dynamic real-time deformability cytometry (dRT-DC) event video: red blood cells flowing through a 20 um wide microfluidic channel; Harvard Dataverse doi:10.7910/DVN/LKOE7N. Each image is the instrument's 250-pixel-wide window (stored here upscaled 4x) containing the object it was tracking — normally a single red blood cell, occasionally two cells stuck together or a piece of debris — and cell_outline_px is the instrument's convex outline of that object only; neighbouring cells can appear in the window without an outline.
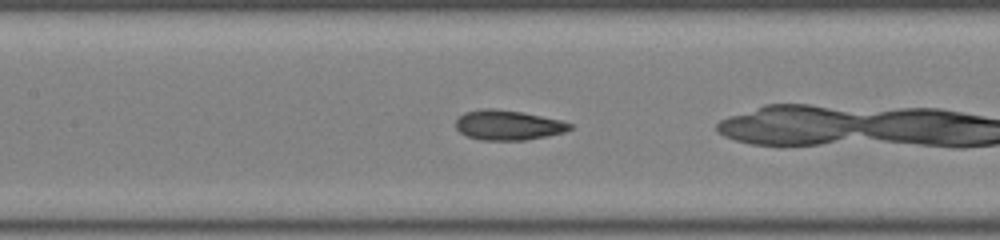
{"species": "common noctule bat (a hibernating species)", "species_latin": "Nyctalus noctula", "temperature_condition": "room temperature", "stored_images_in_passage": 32, "camera_frame_rate_fps": 3000, "um_per_image_px": 0.085, "animal": {"sex": "male", "body_mass_g": 19.0, "forearm_length_mm": 50.8}, "frame": {"image": 1, "passage_image": 19, "time_ms": 6.0, "image_size_px": [1000, 240], "cell_outline_px": [[572, 128], [564, 132], [524, 140], [480, 140], [468, 136], [460, 132], [456, 128], [456, 120], [464, 112], [484, 108], [492, 108], [520, 112], [560, 120], [572, 124]], "centroid_in_image_um": [43.15, 10.63], "position_along_channel_um": 164.3, "area_um2": 19.59}}